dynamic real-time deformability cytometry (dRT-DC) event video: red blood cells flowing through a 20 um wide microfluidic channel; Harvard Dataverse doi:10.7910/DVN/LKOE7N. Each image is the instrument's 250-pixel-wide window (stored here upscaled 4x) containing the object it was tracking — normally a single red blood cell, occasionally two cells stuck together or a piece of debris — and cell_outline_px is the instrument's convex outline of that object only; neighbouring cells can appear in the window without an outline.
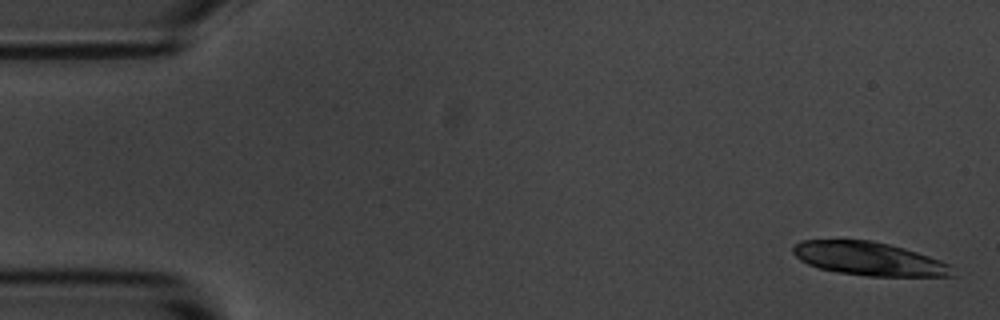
{"species": "common noctule bat (a hibernating species)", "species_latin": "Nyctalus noctula", "temperature_condition": "room temperature", "stored_images_in_passage": 4, "camera_frame_rate_fps": 3000, "um_per_image_px": 0.085, "animal": {"sex": "male", "body_mass_g": 20.1, "forearm_length_mm": 53.5}, "frame": {"image": 1, "passage_image": 1, "time_ms": 0.0, "image_size_px": [1000, 320], "cell_outline_px": [[956, 276], [868, 276], [836, 272], [820, 268], [808, 264], [800, 260], [792, 252], [792, 248], [800, 240], [872, 240], [904, 248], [940, 260], [948, 264]], "centroid_in_image_um": [73.84, 21.99], "position_along_channel_um": 11.2, "area_um2": 30.87}}